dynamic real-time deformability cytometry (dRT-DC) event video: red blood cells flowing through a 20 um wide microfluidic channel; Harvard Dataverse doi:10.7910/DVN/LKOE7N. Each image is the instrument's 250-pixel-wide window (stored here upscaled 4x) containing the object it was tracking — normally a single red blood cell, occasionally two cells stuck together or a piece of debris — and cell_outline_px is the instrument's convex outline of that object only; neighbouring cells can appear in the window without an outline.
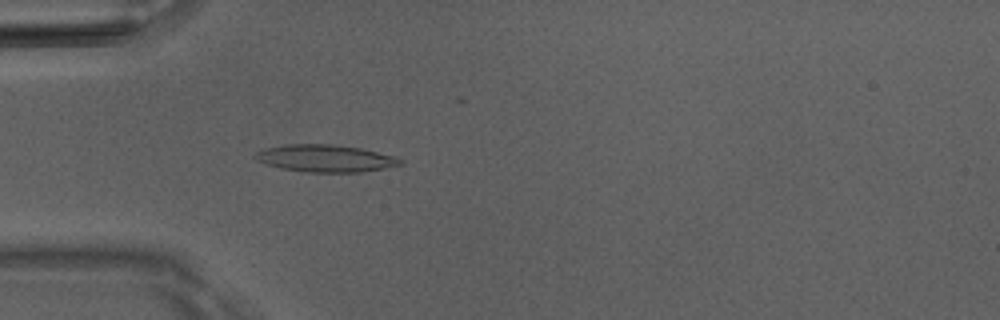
{"species": "Egyptian fruit bat (a non-hibernating species)", "species_latin": "Rousettus aegyptiacus", "temperature_condition": "room temperature", "stored_images_in_passage": 49, "camera_frame_rate_fps": 3000, "um_per_image_px": 0.085, "animal": {"sex": "male"}, "frame": {"image": 1, "passage_image": 14, "time_ms": 4.333, "image_size_px": [1000, 320], "cell_outline_px": [[404, 164], [384, 168], [360, 172], [304, 172], [280, 168], [264, 164], [252, 156], [256, 152], [264, 148], [288, 144], [332, 144], [360, 148], [392, 156], [400, 160]], "centroid_in_image_um": [27.58, 13.46], "position_along_channel_um": 57.4, "area_um2": 22.89}}
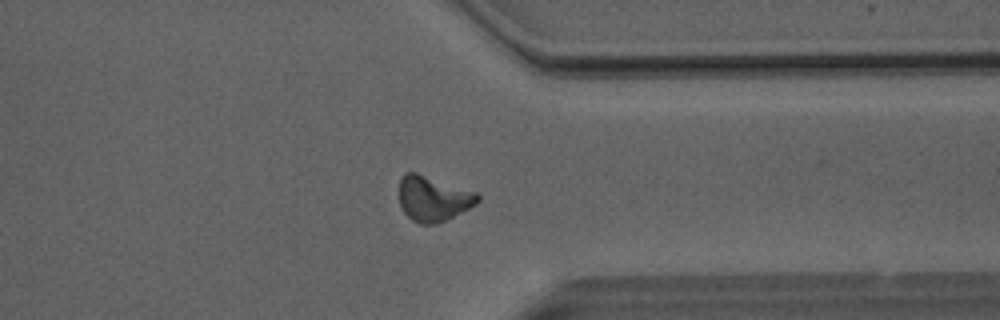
{"frame": {"image": 2, "passage_image": 38, "time_ms": 12.333, "image_size_px": [1000, 320], "cell_outline_px": [[480, 200], [476, 204], [436, 224], [420, 224], [412, 220], [404, 212], [400, 204], [400, 176], [404, 172], [416, 172], [476, 192], [480, 196]], "centroid_in_image_um": [36.8, 16.86], "position_along_channel_um": 374.6, "area_um2": 20.46}}
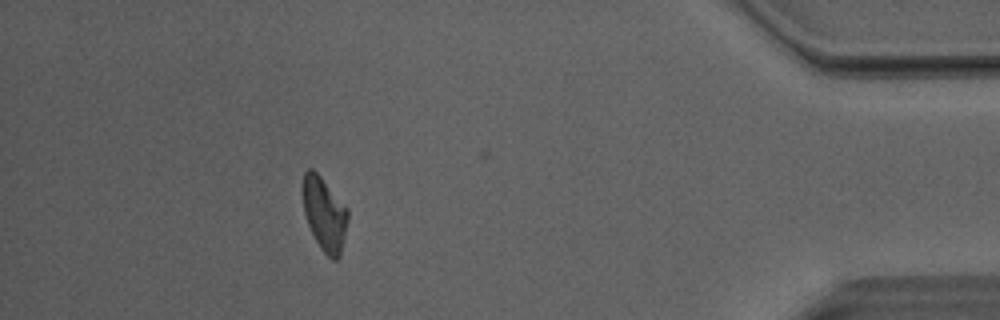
{"frame": {"image": 3, "passage_image": 44, "time_ms": 14.333, "image_size_px": [1000, 320], "cell_outline_px": [[348, 220], [344, 240], [340, 256], [336, 260], [332, 260], [320, 248], [308, 224], [304, 212], [300, 192], [300, 188], [304, 172], [308, 168], [312, 168], [320, 176], [348, 208]], "centroid_in_image_um": [27.55, 18.15], "position_along_channel_um": 407.7, "area_um2": 19.65}, "authors_computed_cell_mechanics": {"area_um2": 20.1722, "velocity_mm_per_s": 4.0786, "shape_relaxation_time_tau1_ms": 10.3384, "shape_relaxation_time_tau2_ms": 3.0419, "deformation_change_tau1": 0.2439, "deformation_change_tau2": 0.107}}